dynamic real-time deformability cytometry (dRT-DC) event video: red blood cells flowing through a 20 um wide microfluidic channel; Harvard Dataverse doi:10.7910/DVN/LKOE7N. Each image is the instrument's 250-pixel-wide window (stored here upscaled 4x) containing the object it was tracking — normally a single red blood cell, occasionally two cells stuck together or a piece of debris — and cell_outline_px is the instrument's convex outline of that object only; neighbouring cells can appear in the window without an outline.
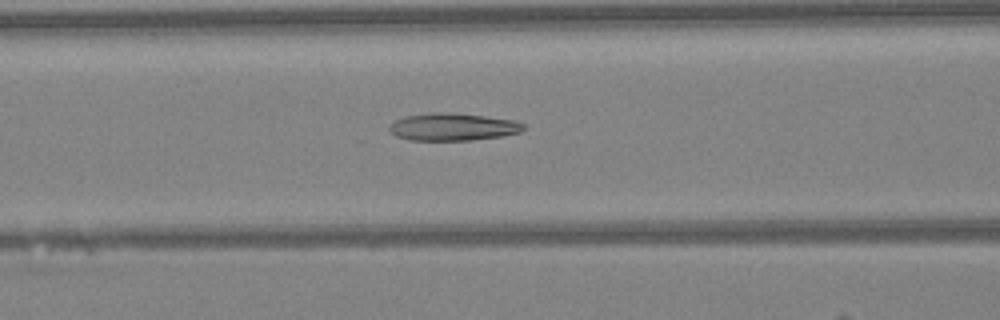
{"species": "Egyptian fruit bat (a non-hibernating species)", "species_latin": "Rousettus aegyptiacus", "temperature_condition": "warm", "stored_images_in_passage": 35, "camera_frame_rate_fps": 3000, "um_per_image_px": 0.085, "animal": {"sex": "female"}, "frame": {"image": 1, "passage_image": 7, "time_ms": 2.0, "image_size_px": [1000, 320], "cell_outline_px": [[524, 128], [520, 132], [500, 136], [472, 140], [408, 140], [396, 136], [388, 128], [396, 120], [404, 116], [432, 112], [448, 112], [484, 116], [512, 120], [524, 124]], "centroid_in_image_um": [38.46, 10.78], "position_along_channel_um": 128.1, "area_um2": 21.27}}
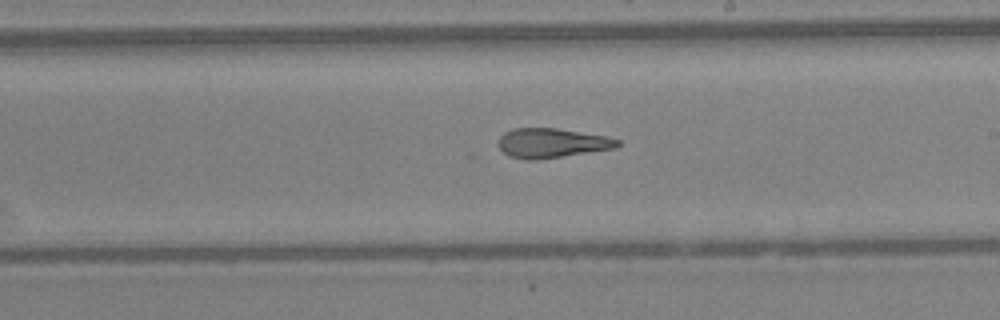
{"frame": {"image": 2, "passage_image": 15, "time_ms": 4.667, "image_size_px": [1000, 320], "cell_outline_px": [[620, 144], [616, 148], [536, 160], [528, 160], [508, 156], [500, 148], [500, 136], [504, 132], [512, 128], [556, 128], [608, 136], [620, 140]], "centroid_in_image_um": [46.92, 12.15], "position_along_channel_um": 242.1, "area_um2": 20.46}}
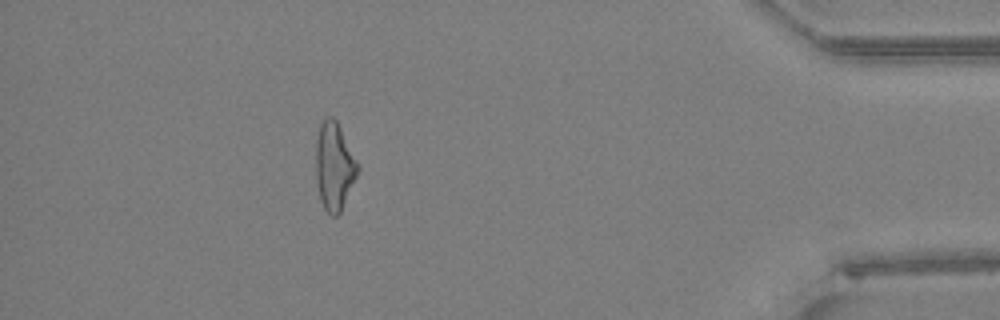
{"frame": {"image": 3, "passage_image": 30, "time_ms": 9.667, "image_size_px": [1000, 320], "cell_outline_px": [[360, 168], [340, 212], [336, 216], [332, 216], [324, 208], [320, 200], [316, 180], [316, 140], [320, 124], [324, 116], [332, 116], [336, 120]], "centroid_in_image_um": [28.38, 14.12], "position_along_channel_um": 406.8, "area_um2": 21.15}, "authors_computed_cell_mechanics": {"area_um2": 21.1548, "velocity_mm_per_s": 4.2971, "shape_relaxation_time_tau1_ms": null, "shape_relaxation_time_tau2_ms": 2.3607, "deformation_change_tau1": null, "deformation_change_tau2": 0.1218}}